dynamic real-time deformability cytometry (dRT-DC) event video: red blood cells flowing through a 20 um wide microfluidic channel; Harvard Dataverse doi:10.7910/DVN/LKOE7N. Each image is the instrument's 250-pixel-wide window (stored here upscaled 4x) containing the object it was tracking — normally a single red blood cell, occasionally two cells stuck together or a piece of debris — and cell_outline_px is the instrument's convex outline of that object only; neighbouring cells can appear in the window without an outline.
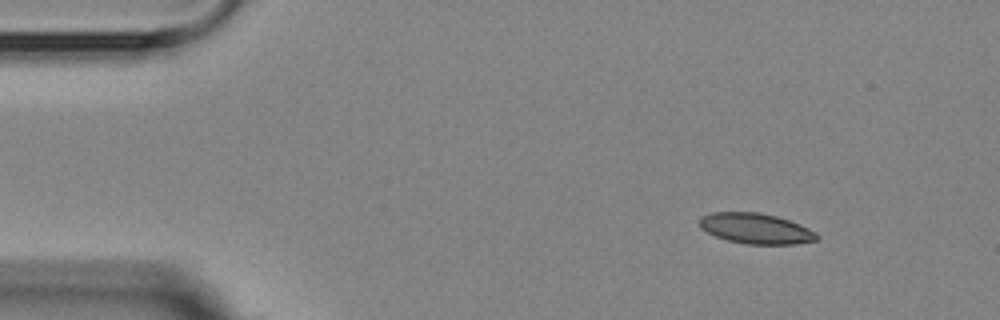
{"species": "Egyptian fruit bat (a non-hibernating species)", "species_latin": "Rousettus aegyptiacus", "temperature_condition": "room temperature", "stored_images_in_passage": 7, "camera_frame_rate_fps": 3000, "um_per_image_px": 0.085, "animal": {"sex": "female"}, "frame": {"image": 1, "passage_image": 1, "time_ms": 0.0, "image_size_px": [1000, 320], "cell_outline_px": [[820, 236], [816, 240], [796, 244], [748, 244], [728, 240], [716, 236], [700, 228], [700, 216], [712, 212], [760, 212], [776, 216], [800, 224], [816, 232]], "centroid_in_image_um": [64.25, 19.42], "position_along_channel_um": 20.7, "area_um2": 20.81}}
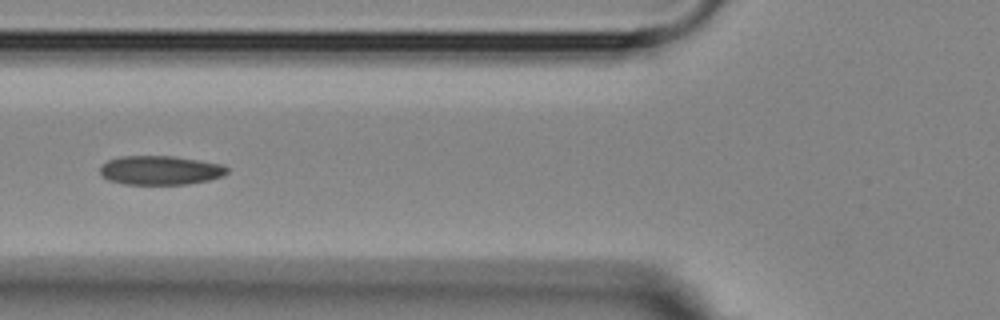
{"frame": {"image": 2, "passage_image": 5, "time_ms": 4.667, "image_size_px": [1000, 320], "cell_outline_px": [[228, 172], [224, 176], [208, 180], [188, 184], [124, 184], [108, 180], [100, 176], [100, 164], [108, 160], [120, 156], [172, 156], [224, 164], [228, 168]], "centroid_in_image_um": [13.61, 14.47], "position_along_channel_um": 112.2, "area_um2": 21.73}}
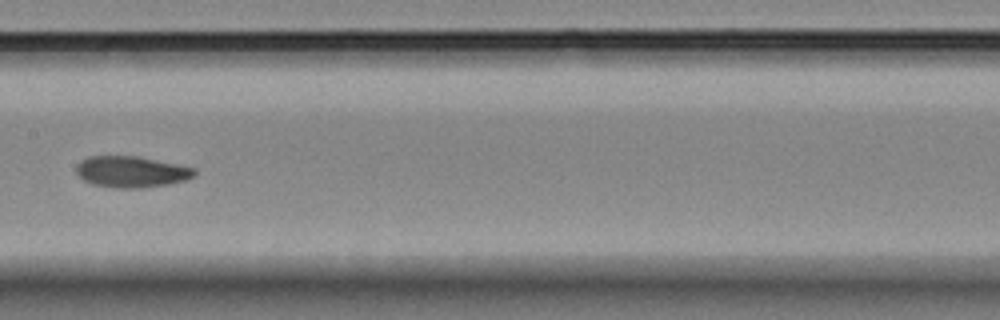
{"frame": {"image": 3, "passage_image": 7, "time_ms": 7.0, "image_size_px": [1000, 320], "cell_outline_px": [[196, 172], [192, 176], [184, 180], [168, 184], [140, 188], [120, 188], [92, 184], [84, 180], [76, 172], [76, 164], [80, 160], [88, 156], [140, 156], [180, 164], [196, 168]], "centroid_in_image_um": [11.16, 14.58], "position_along_channel_um": 196.2, "area_um2": 21.62}}